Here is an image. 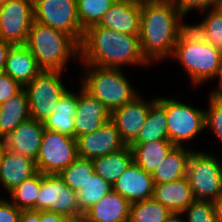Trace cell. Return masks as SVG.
Segmentation results:
<instances>
[{
  "instance_id": "cell-46",
  "label": "cell",
  "mask_w": 222,
  "mask_h": 222,
  "mask_svg": "<svg viewBox=\"0 0 222 222\" xmlns=\"http://www.w3.org/2000/svg\"><path fill=\"white\" fill-rule=\"evenodd\" d=\"M128 1L141 5V4H144V3H151V2H154V1H157V0H128Z\"/></svg>"
},
{
  "instance_id": "cell-19",
  "label": "cell",
  "mask_w": 222,
  "mask_h": 222,
  "mask_svg": "<svg viewBox=\"0 0 222 222\" xmlns=\"http://www.w3.org/2000/svg\"><path fill=\"white\" fill-rule=\"evenodd\" d=\"M36 173L32 158L4 149L0 159V183L8 193Z\"/></svg>"
},
{
  "instance_id": "cell-23",
  "label": "cell",
  "mask_w": 222,
  "mask_h": 222,
  "mask_svg": "<svg viewBox=\"0 0 222 222\" xmlns=\"http://www.w3.org/2000/svg\"><path fill=\"white\" fill-rule=\"evenodd\" d=\"M78 94L67 90L58 101V105L46 121L45 129L75 138L74 117L77 109Z\"/></svg>"
},
{
  "instance_id": "cell-26",
  "label": "cell",
  "mask_w": 222,
  "mask_h": 222,
  "mask_svg": "<svg viewBox=\"0 0 222 222\" xmlns=\"http://www.w3.org/2000/svg\"><path fill=\"white\" fill-rule=\"evenodd\" d=\"M128 146L132 149L133 161L152 175L175 145L169 140H155Z\"/></svg>"
},
{
  "instance_id": "cell-18",
  "label": "cell",
  "mask_w": 222,
  "mask_h": 222,
  "mask_svg": "<svg viewBox=\"0 0 222 222\" xmlns=\"http://www.w3.org/2000/svg\"><path fill=\"white\" fill-rule=\"evenodd\" d=\"M44 123L28 119L21 123L5 139V148L36 160L42 143Z\"/></svg>"
},
{
  "instance_id": "cell-30",
  "label": "cell",
  "mask_w": 222,
  "mask_h": 222,
  "mask_svg": "<svg viewBox=\"0 0 222 222\" xmlns=\"http://www.w3.org/2000/svg\"><path fill=\"white\" fill-rule=\"evenodd\" d=\"M94 173V163L91 159L77 157L67 168L59 173V176L69 188L78 192Z\"/></svg>"
},
{
  "instance_id": "cell-33",
  "label": "cell",
  "mask_w": 222,
  "mask_h": 222,
  "mask_svg": "<svg viewBox=\"0 0 222 222\" xmlns=\"http://www.w3.org/2000/svg\"><path fill=\"white\" fill-rule=\"evenodd\" d=\"M112 190V186L96 173L77 192V202L80 211L84 214L95 203L105 197Z\"/></svg>"
},
{
  "instance_id": "cell-1",
  "label": "cell",
  "mask_w": 222,
  "mask_h": 222,
  "mask_svg": "<svg viewBox=\"0 0 222 222\" xmlns=\"http://www.w3.org/2000/svg\"><path fill=\"white\" fill-rule=\"evenodd\" d=\"M183 17L170 0L141 4L140 48L149 63L172 56L180 34L189 25Z\"/></svg>"
},
{
  "instance_id": "cell-42",
  "label": "cell",
  "mask_w": 222,
  "mask_h": 222,
  "mask_svg": "<svg viewBox=\"0 0 222 222\" xmlns=\"http://www.w3.org/2000/svg\"><path fill=\"white\" fill-rule=\"evenodd\" d=\"M11 46H12L11 43L4 41L0 37V69L2 71H4L5 64H6V57Z\"/></svg>"
},
{
  "instance_id": "cell-16",
  "label": "cell",
  "mask_w": 222,
  "mask_h": 222,
  "mask_svg": "<svg viewBox=\"0 0 222 222\" xmlns=\"http://www.w3.org/2000/svg\"><path fill=\"white\" fill-rule=\"evenodd\" d=\"M112 190L134 203L153 197L154 182L152 175L133 161L113 184Z\"/></svg>"
},
{
  "instance_id": "cell-32",
  "label": "cell",
  "mask_w": 222,
  "mask_h": 222,
  "mask_svg": "<svg viewBox=\"0 0 222 222\" xmlns=\"http://www.w3.org/2000/svg\"><path fill=\"white\" fill-rule=\"evenodd\" d=\"M207 14L203 21L190 26L206 42L216 46L222 52V6L211 8Z\"/></svg>"
},
{
  "instance_id": "cell-20",
  "label": "cell",
  "mask_w": 222,
  "mask_h": 222,
  "mask_svg": "<svg viewBox=\"0 0 222 222\" xmlns=\"http://www.w3.org/2000/svg\"><path fill=\"white\" fill-rule=\"evenodd\" d=\"M131 203L119 193L111 190L105 197L87 210L85 222H128Z\"/></svg>"
},
{
  "instance_id": "cell-9",
  "label": "cell",
  "mask_w": 222,
  "mask_h": 222,
  "mask_svg": "<svg viewBox=\"0 0 222 222\" xmlns=\"http://www.w3.org/2000/svg\"><path fill=\"white\" fill-rule=\"evenodd\" d=\"M77 157L76 138L44 129L42 143L35 160L37 172L59 174Z\"/></svg>"
},
{
  "instance_id": "cell-8",
  "label": "cell",
  "mask_w": 222,
  "mask_h": 222,
  "mask_svg": "<svg viewBox=\"0 0 222 222\" xmlns=\"http://www.w3.org/2000/svg\"><path fill=\"white\" fill-rule=\"evenodd\" d=\"M61 75L62 71L42 70L23 87L27 93L31 119L44 123L55 113L59 99L68 90L60 80Z\"/></svg>"
},
{
  "instance_id": "cell-5",
  "label": "cell",
  "mask_w": 222,
  "mask_h": 222,
  "mask_svg": "<svg viewBox=\"0 0 222 222\" xmlns=\"http://www.w3.org/2000/svg\"><path fill=\"white\" fill-rule=\"evenodd\" d=\"M86 72L81 79V86L93 98L98 99L111 112L132 101L138 92L126 78L123 71L85 64Z\"/></svg>"
},
{
  "instance_id": "cell-2",
  "label": "cell",
  "mask_w": 222,
  "mask_h": 222,
  "mask_svg": "<svg viewBox=\"0 0 222 222\" xmlns=\"http://www.w3.org/2000/svg\"><path fill=\"white\" fill-rule=\"evenodd\" d=\"M84 64L120 69L122 65H148L137 35L124 34L94 25L84 32L80 58Z\"/></svg>"
},
{
  "instance_id": "cell-43",
  "label": "cell",
  "mask_w": 222,
  "mask_h": 222,
  "mask_svg": "<svg viewBox=\"0 0 222 222\" xmlns=\"http://www.w3.org/2000/svg\"><path fill=\"white\" fill-rule=\"evenodd\" d=\"M217 222H222V195L213 202Z\"/></svg>"
},
{
  "instance_id": "cell-29",
  "label": "cell",
  "mask_w": 222,
  "mask_h": 222,
  "mask_svg": "<svg viewBox=\"0 0 222 222\" xmlns=\"http://www.w3.org/2000/svg\"><path fill=\"white\" fill-rule=\"evenodd\" d=\"M173 213L153 197L130 205L128 222H164Z\"/></svg>"
},
{
  "instance_id": "cell-38",
  "label": "cell",
  "mask_w": 222,
  "mask_h": 222,
  "mask_svg": "<svg viewBox=\"0 0 222 222\" xmlns=\"http://www.w3.org/2000/svg\"><path fill=\"white\" fill-rule=\"evenodd\" d=\"M23 87L8 74L0 75V104L17 94Z\"/></svg>"
},
{
  "instance_id": "cell-34",
  "label": "cell",
  "mask_w": 222,
  "mask_h": 222,
  "mask_svg": "<svg viewBox=\"0 0 222 222\" xmlns=\"http://www.w3.org/2000/svg\"><path fill=\"white\" fill-rule=\"evenodd\" d=\"M116 0H77L79 23L85 31L97 25Z\"/></svg>"
},
{
  "instance_id": "cell-7",
  "label": "cell",
  "mask_w": 222,
  "mask_h": 222,
  "mask_svg": "<svg viewBox=\"0 0 222 222\" xmlns=\"http://www.w3.org/2000/svg\"><path fill=\"white\" fill-rule=\"evenodd\" d=\"M156 101L165 109L168 139L175 146H183L185 141L189 142L205 129V110L182 103L175 97L157 96Z\"/></svg>"
},
{
  "instance_id": "cell-11",
  "label": "cell",
  "mask_w": 222,
  "mask_h": 222,
  "mask_svg": "<svg viewBox=\"0 0 222 222\" xmlns=\"http://www.w3.org/2000/svg\"><path fill=\"white\" fill-rule=\"evenodd\" d=\"M37 211L83 217L77 202V192L69 188L59 174H43L36 200Z\"/></svg>"
},
{
  "instance_id": "cell-12",
  "label": "cell",
  "mask_w": 222,
  "mask_h": 222,
  "mask_svg": "<svg viewBox=\"0 0 222 222\" xmlns=\"http://www.w3.org/2000/svg\"><path fill=\"white\" fill-rule=\"evenodd\" d=\"M33 22V0H9L0 5V37L4 41L25 45Z\"/></svg>"
},
{
  "instance_id": "cell-44",
  "label": "cell",
  "mask_w": 222,
  "mask_h": 222,
  "mask_svg": "<svg viewBox=\"0 0 222 222\" xmlns=\"http://www.w3.org/2000/svg\"><path fill=\"white\" fill-rule=\"evenodd\" d=\"M219 79V85L217 88H215V90H212L210 94H214V95H222V57H221V65H220V72L218 74Z\"/></svg>"
},
{
  "instance_id": "cell-14",
  "label": "cell",
  "mask_w": 222,
  "mask_h": 222,
  "mask_svg": "<svg viewBox=\"0 0 222 222\" xmlns=\"http://www.w3.org/2000/svg\"><path fill=\"white\" fill-rule=\"evenodd\" d=\"M156 98L146 102L140 95L111 112V121L116 125L121 139L129 145L145 124L150 105Z\"/></svg>"
},
{
  "instance_id": "cell-45",
  "label": "cell",
  "mask_w": 222,
  "mask_h": 222,
  "mask_svg": "<svg viewBox=\"0 0 222 222\" xmlns=\"http://www.w3.org/2000/svg\"><path fill=\"white\" fill-rule=\"evenodd\" d=\"M181 213H173L164 222H184V219L180 217Z\"/></svg>"
},
{
  "instance_id": "cell-24",
  "label": "cell",
  "mask_w": 222,
  "mask_h": 222,
  "mask_svg": "<svg viewBox=\"0 0 222 222\" xmlns=\"http://www.w3.org/2000/svg\"><path fill=\"white\" fill-rule=\"evenodd\" d=\"M1 107L0 137L5 139L21 123L31 118L27 93L24 88L2 103Z\"/></svg>"
},
{
  "instance_id": "cell-3",
  "label": "cell",
  "mask_w": 222,
  "mask_h": 222,
  "mask_svg": "<svg viewBox=\"0 0 222 222\" xmlns=\"http://www.w3.org/2000/svg\"><path fill=\"white\" fill-rule=\"evenodd\" d=\"M25 46L45 71H64L70 58H80V44L71 36L34 21Z\"/></svg>"
},
{
  "instance_id": "cell-25",
  "label": "cell",
  "mask_w": 222,
  "mask_h": 222,
  "mask_svg": "<svg viewBox=\"0 0 222 222\" xmlns=\"http://www.w3.org/2000/svg\"><path fill=\"white\" fill-rule=\"evenodd\" d=\"M192 150L174 146L152 174L154 184L169 183L185 177Z\"/></svg>"
},
{
  "instance_id": "cell-13",
  "label": "cell",
  "mask_w": 222,
  "mask_h": 222,
  "mask_svg": "<svg viewBox=\"0 0 222 222\" xmlns=\"http://www.w3.org/2000/svg\"><path fill=\"white\" fill-rule=\"evenodd\" d=\"M76 141L78 157L91 160L117 152L127 146L111 120L96 131L77 137Z\"/></svg>"
},
{
  "instance_id": "cell-48",
  "label": "cell",
  "mask_w": 222,
  "mask_h": 222,
  "mask_svg": "<svg viewBox=\"0 0 222 222\" xmlns=\"http://www.w3.org/2000/svg\"><path fill=\"white\" fill-rule=\"evenodd\" d=\"M9 0H0V5H3L4 3L8 2Z\"/></svg>"
},
{
  "instance_id": "cell-17",
  "label": "cell",
  "mask_w": 222,
  "mask_h": 222,
  "mask_svg": "<svg viewBox=\"0 0 222 222\" xmlns=\"http://www.w3.org/2000/svg\"><path fill=\"white\" fill-rule=\"evenodd\" d=\"M140 15V4L128 0H116L97 25L120 33L139 36Z\"/></svg>"
},
{
  "instance_id": "cell-21",
  "label": "cell",
  "mask_w": 222,
  "mask_h": 222,
  "mask_svg": "<svg viewBox=\"0 0 222 222\" xmlns=\"http://www.w3.org/2000/svg\"><path fill=\"white\" fill-rule=\"evenodd\" d=\"M153 198L172 213H182L195 201L187 176L169 183L154 184Z\"/></svg>"
},
{
  "instance_id": "cell-50",
  "label": "cell",
  "mask_w": 222,
  "mask_h": 222,
  "mask_svg": "<svg viewBox=\"0 0 222 222\" xmlns=\"http://www.w3.org/2000/svg\"><path fill=\"white\" fill-rule=\"evenodd\" d=\"M1 111H2V107H1V104H0V118H1Z\"/></svg>"
},
{
  "instance_id": "cell-37",
  "label": "cell",
  "mask_w": 222,
  "mask_h": 222,
  "mask_svg": "<svg viewBox=\"0 0 222 222\" xmlns=\"http://www.w3.org/2000/svg\"><path fill=\"white\" fill-rule=\"evenodd\" d=\"M179 11L185 16L192 9L197 11H205L209 8H218L222 6V0H170Z\"/></svg>"
},
{
  "instance_id": "cell-6",
  "label": "cell",
  "mask_w": 222,
  "mask_h": 222,
  "mask_svg": "<svg viewBox=\"0 0 222 222\" xmlns=\"http://www.w3.org/2000/svg\"><path fill=\"white\" fill-rule=\"evenodd\" d=\"M213 154L192 151L187 178L195 200L216 201L222 195V164Z\"/></svg>"
},
{
  "instance_id": "cell-47",
  "label": "cell",
  "mask_w": 222,
  "mask_h": 222,
  "mask_svg": "<svg viewBox=\"0 0 222 222\" xmlns=\"http://www.w3.org/2000/svg\"><path fill=\"white\" fill-rule=\"evenodd\" d=\"M4 149H5V142H4V139L0 137V159H1Z\"/></svg>"
},
{
  "instance_id": "cell-39",
  "label": "cell",
  "mask_w": 222,
  "mask_h": 222,
  "mask_svg": "<svg viewBox=\"0 0 222 222\" xmlns=\"http://www.w3.org/2000/svg\"><path fill=\"white\" fill-rule=\"evenodd\" d=\"M21 210L18 209L11 199L0 198V222H18Z\"/></svg>"
},
{
  "instance_id": "cell-27",
  "label": "cell",
  "mask_w": 222,
  "mask_h": 222,
  "mask_svg": "<svg viewBox=\"0 0 222 222\" xmlns=\"http://www.w3.org/2000/svg\"><path fill=\"white\" fill-rule=\"evenodd\" d=\"M92 161L95 173L113 186L133 162V152L127 145L117 152L95 158Z\"/></svg>"
},
{
  "instance_id": "cell-28",
  "label": "cell",
  "mask_w": 222,
  "mask_h": 222,
  "mask_svg": "<svg viewBox=\"0 0 222 222\" xmlns=\"http://www.w3.org/2000/svg\"><path fill=\"white\" fill-rule=\"evenodd\" d=\"M155 140H169L166 112L156 100L150 105L145 124L130 144Z\"/></svg>"
},
{
  "instance_id": "cell-40",
  "label": "cell",
  "mask_w": 222,
  "mask_h": 222,
  "mask_svg": "<svg viewBox=\"0 0 222 222\" xmlns=\"http://www.w3.org/2000/svg\"><path fill=\"white\" fill-rule=\"evenodd\" d=\"M81 217L60 215L49 211H40L41 222H77Z\"/></svg>"
},
{
  "instance_id": "cell-31",
  "label": "cell",
  "mask_w": 222,
  "mask_h": 222,
  "mask_svg": "<svg viewBox=\"0 0 222 222\" xmlns=\"http://www.w3.org/2000/svg\"><path fill=\"white\" fill-rule=\"evenodd\" d=\"M42 181V173L37 172L12 190L9 195L12 203L20 210H36V200Z\"/></svg>"
},
{
  "instance_id": "cell-10",
  "label": "cell",
  "mask_w": 222,
  "mask_h": 222,
  "mask_svg": "<svg viewBox=\"0 0 222 222\" xmlns=\"http://www.w3.org/2000/svg\"><path fill=\"white\" fill-rule=\"evenodd\" d=\"M34 21L71 35L81 44L84 30L77 14V0H33Z\"/></svg>"
},
{
  "instance_id": "cell-22",
  "label": "cell",
  "mask_w": 222,
  "mask_h": 222,
  "mask_svg": "<svg viewBox=\"0 0 222 222\" xmlns=\"http://www.w3.org/2000/svg\"><path fill=\"white\" fill-rule=\"evenodd\" d=\"M41 71L35 57L25 45L11 46L6 57L4 73L24 87Z\"/></svg>"
},
{
  "instance_id": "cell-35",
  "label": "cell",
  "mask_w": 222,
  "mask_h": 222,
  "mask_svg": "<svg viewBox=\"0 0 222 222\" xmlns=\"http://www.w3.org/2000/svg\"><path fill=\"white\" fill-rule=\"evenodd\" d=\"M209 108L205 110V129H211L222 142V95L210 94Z\"/></svg>"
},
{
  "instance_id": "cell-36",
  "label": "cell",
  "mask_w": 222,
  "mask_h": 222,
  "mask_svg": "<svg viewBox=\"0 0 222 222\" xmlns=\"http://www.w3.org/2000/svg\"><path fill=\"white\" fill-rule=\"evenodd\" d=\"M182 213L187 214L184 222H217L211 201L195 200Z\"/></svg>"
},
{
  "instance_id": "cell-15",
  "label": "cell",
  "mask_w": 222,
  "mask_h": 222,
  "mask_svg": "<svg viewBox=\"0 0 222 222\" xmlns=\"http://www.w3.org/2000/svg\"><path fill=\"white\" fill-rule=\"evenodd\" d=\"M74 117L75 138L96 131L111 120V111L80 85Z\"/></svg>"
},
{
  "instance_id": "cell-49",
  "label": "cell",
  "mask_w": 222,
  "mask_h": 222,
  "mask_svg": "<svg viewBox=\"0 0 222 222\" xmlns=\"http://www.w3.org/2000/svg\"><path fill=\"white\" fill-rule=\"evenodd\" d=\"M77 222H85V221L81 218Z\"/></svg>"
},
{
  "instance_id": "cell-4",
  "label": "cell",
  "mask_w": 222,
  "mask_h": 222,
  "mask_svg": "<svg viewBox=\"0 0 222 222\" xmlns=\"http://www.w3.org/2000/svg\"><path fill=\"white\" fill-rule=\"evenodd\" d=\"M173 57L179 60L196 86L215 79L220 72L222 52L206 42L190 24L180 34Z\"/></svg>"
},
{
  "instance_id": "cell-41",
  "label": "cell",
  "mask_w": 222,
  "mask_h": 222,
  "mask_svg": "<svg viewBox=\"0 0 222 222\" xmlns=\"http://www.w3.org/2000/svg\"><path fill=\"white\" fill-rule=\"evenodd\" d=\"M18 222H41L40 221V211L21 210Z\"/></svg>"
}]
</instances>
